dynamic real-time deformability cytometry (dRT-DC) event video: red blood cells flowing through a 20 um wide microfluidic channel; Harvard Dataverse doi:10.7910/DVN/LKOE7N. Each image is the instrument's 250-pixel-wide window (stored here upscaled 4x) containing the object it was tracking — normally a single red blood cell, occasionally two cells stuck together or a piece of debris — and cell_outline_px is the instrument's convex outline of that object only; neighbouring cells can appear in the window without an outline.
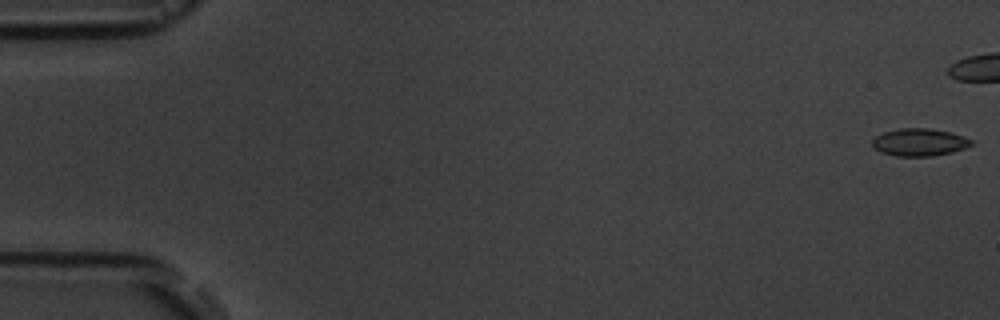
{"species": "common noctule bat (a hibernating species)", "species_latin": "Nyctalus noctula", "temperature_condition": "room temperature", "stored_images_in_passage": 6, "camera_frame_rate_fps": 3000, "um_per_image_px": 0.085, "animal": {"sex": "male", "body_mass_g": 19.5, "forearm_length_mm": 54.6}, "frame": {"image": 1, "passage_image": 1, "time_ms": 0.0, "image_size_px": [1000, 320], "cell_outline_px": [[972, 144], [964, 148], [952, 152], [932, 156], [896, 156], [880, 152], [872, 144], [872, 140], [876, 136], [884, 132], [900, 128], [928, 128], [948, 132], [964, 136], [972, 140]], "centroid_in_image_um": [78.14, 12.09], "position_along_channel_um": 6.9, "area_um2": 15.72}}
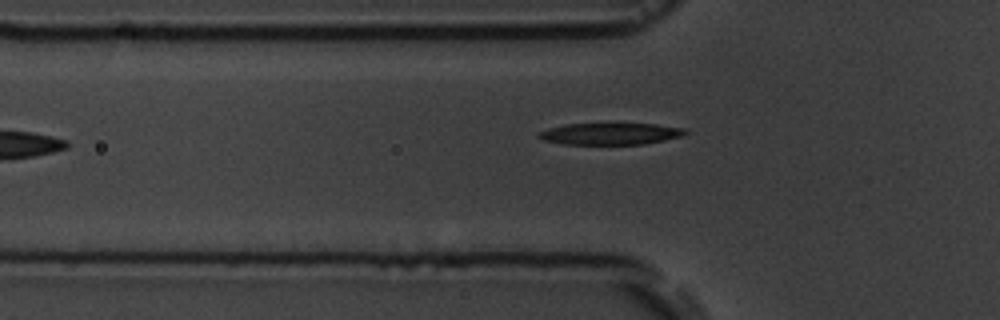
{"frame": {"image": 2, "passage_image": 6, "time_ms": 7.333, "image_size_px": [1000, 320], "cell_outline_px": [[688, 132], [684, 136], [644, 144], [564, 144], [544, 140], [536, 136], [536, 132], [548, 128], [568, 124], [656, 124], [684, 128]], "centroid_in_image_um": [51.88, 11.37], "position_along_channel_um": 73.9, "area_um2": 18.5}}